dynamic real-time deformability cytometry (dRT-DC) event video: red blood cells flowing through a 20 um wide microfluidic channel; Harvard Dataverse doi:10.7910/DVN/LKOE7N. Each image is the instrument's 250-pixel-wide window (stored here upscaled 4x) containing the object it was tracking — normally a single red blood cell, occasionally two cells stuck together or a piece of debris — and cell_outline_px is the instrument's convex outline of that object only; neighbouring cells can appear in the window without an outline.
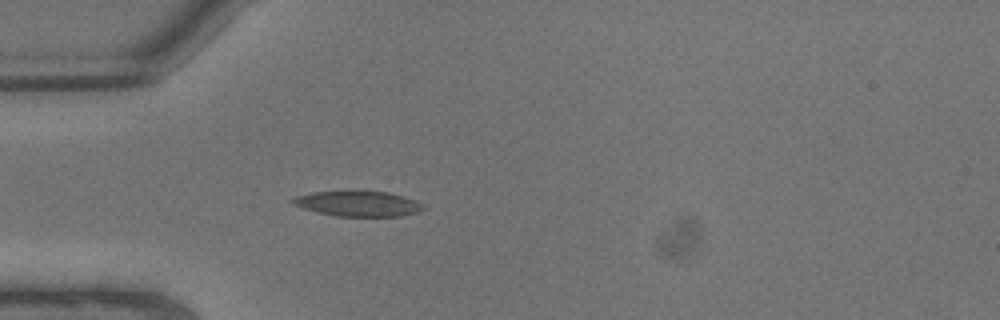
{"species": "common noctule bat (a hibernating species)", "species_latin": "Nyctalus noctula", "temperature_condition": "warm", "stored_images_in_passage": 5, "camera_frame_rate_fps": 3000, "um_per_image_px": 0.085, "animal": {"sex": "male", "body_mass_g": 13.3}, "frame": {"image": 1, "passage_image": 5, "time_ms": 1.333, "image_size_px": [1000, 320], "cell_outline_px": [[424, 208], [416, 212], [400, 216], [336, 216], [316, 212], [292, 204], [288, 200], [296, 196], [312, 192], [352, 188], [388, 192], [404, 196], [416, 200], [424, 204]], "centroid_in_image_um": [30.39, 17.26], "position_along_channel_um": 54.6, "area_um2": 20.11}}